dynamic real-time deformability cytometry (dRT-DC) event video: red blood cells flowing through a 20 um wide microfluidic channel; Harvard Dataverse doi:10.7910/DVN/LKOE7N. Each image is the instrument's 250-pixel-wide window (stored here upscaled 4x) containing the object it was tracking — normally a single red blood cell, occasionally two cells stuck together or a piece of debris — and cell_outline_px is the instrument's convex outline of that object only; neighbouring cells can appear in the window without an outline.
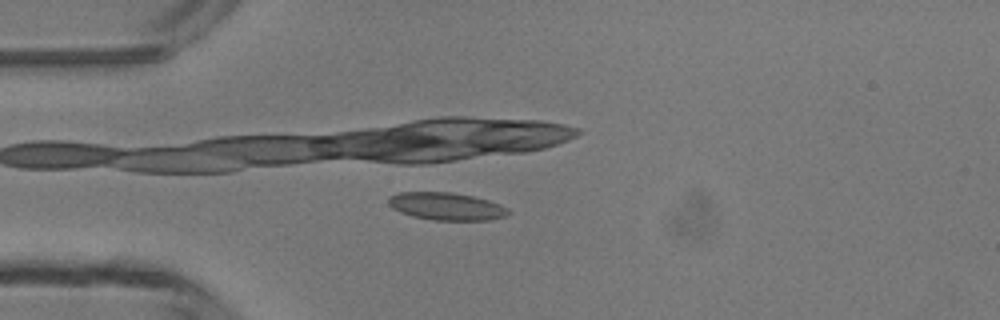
{"species": "common noctule bat (a hibernating species)", "species_latin": "Nyctalus noctula", "temperature_condition": "room temperature", "stored_images_in_passage": 6, "camera_frame_rate_fps": 3000, "um_per_image_px": 0.085, "animal": {"sex": "male", "body_mass_g": 13.3}, "frame": {"image": 1, "passage_image": 4, "time_ms": 3.667, "image_size_px": [1000, 320], "cell_outline_px": [[512, 212], [508, 216], [488, 220], [432, 220], [412, 216], [400, 212], [392, 208], [388, 204], [388, 196], [400, 192], [452, 192], [472, 196], [488, 200], [500, 204], [508, 208]], "centroid_in_image_um": [37.96, 17.54], "position_along_channel_um": 47.0, "area_um2": 19.48}}
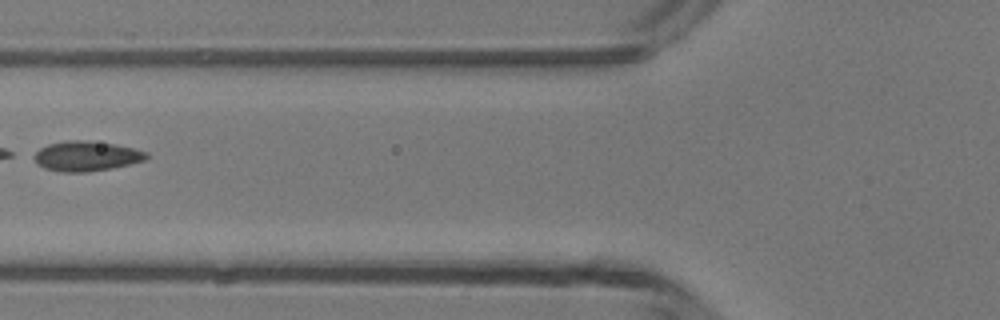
{"frame": {"image": 2, "passage_image": 6, "time_ms": 6.0, "image_size_px": [1000, 320], "cell_outline_px": [[148, 160], [112, 168], [88, 172], [60, 172], [44, 168], [36, 164], [28, 156], [40, 148], [48, 144], [68, 140], [84, 140], [116, 144], [148, 152]], "centroid_in_image_um": [7.28, 13.27], "position_along_channel_um": 118.5, "area_um2": 20.06}}